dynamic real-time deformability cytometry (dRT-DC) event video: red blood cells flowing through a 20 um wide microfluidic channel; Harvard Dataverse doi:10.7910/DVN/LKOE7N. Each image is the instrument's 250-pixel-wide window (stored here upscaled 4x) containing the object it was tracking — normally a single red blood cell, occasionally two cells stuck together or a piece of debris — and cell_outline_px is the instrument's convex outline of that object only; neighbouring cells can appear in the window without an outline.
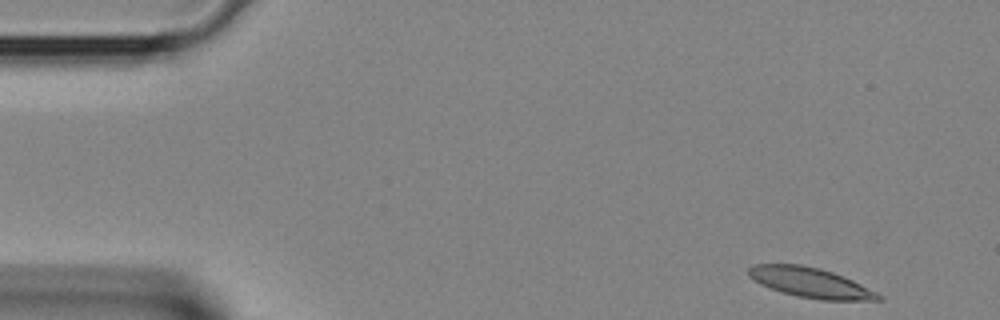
{"species": "Egyptian fruit bat (a non-hibernating species)", "species_latin": "Rousettus aegyptiacus", "temperature_condition": "room temperature", "stored_images_in_passage": 9, "camera_frame_rate_fps": 3000, "um_per_image_px": 0.085, "animal": {"sex": "female"}, "frame": {"image": 1, "passage_image": 1, "time_ms": 0.0, "image_size_px": [1000, 320], "cell_outline_px": [[884, 300], [820, 300], [796, 296], [760, 284], [748, 276], [748, 268], [752, 264], [800, 264], [820, 268], [844, 276], [884, 296]], "centroid_in_image_um": [68.89, 24.02], "position_along_channel_um": 16.1, "area_um2": 22.6}}